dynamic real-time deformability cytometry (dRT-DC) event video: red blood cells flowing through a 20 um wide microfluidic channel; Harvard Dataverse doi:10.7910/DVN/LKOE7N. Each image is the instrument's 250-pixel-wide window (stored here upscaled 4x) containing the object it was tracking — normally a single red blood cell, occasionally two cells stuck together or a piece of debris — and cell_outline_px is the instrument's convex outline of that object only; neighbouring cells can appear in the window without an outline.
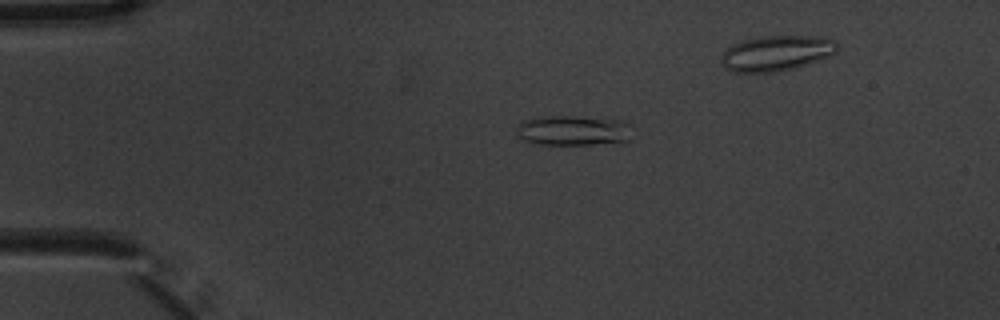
{"species": "common noctule bat (a hibernating species)", "species_latin": "Nyctalus noctula", "temperature_condition": "warm", "stored_images_in_passage": 5, "segment_of_instrument_passage": [1, 2], "camera_frame_rate_fps": 3000, "um_per_image_px": 0.085, "animal": {"sex": "male", "body_mass_g": 20.1, "forearm_length_mm": 53.5}, "frame": {"image": 1, "passage_image": 3, "time_ms": 0.667, "image_size_px": [1000, 320], "cell_outline_px": [[628, 140], [624, 144], [528, 144], [520, 140], [516, 136], [516, 128], [520, 120], [548, 116], [576, 116], [620, 120], [624, 124]], "centroid_in_image_um": [48.56, 11.12], "position_along_channel_um": 36.4, "area_um2": 20.4}}